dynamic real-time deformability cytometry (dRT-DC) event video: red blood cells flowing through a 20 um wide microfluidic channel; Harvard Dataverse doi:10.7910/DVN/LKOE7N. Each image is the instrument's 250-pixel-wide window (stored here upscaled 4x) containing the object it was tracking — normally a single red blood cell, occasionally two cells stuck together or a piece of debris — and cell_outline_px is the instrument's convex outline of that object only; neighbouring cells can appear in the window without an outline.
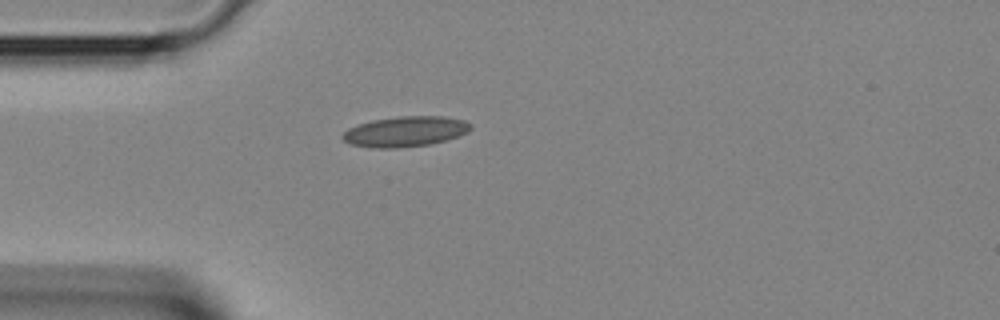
{"species": "Egyptian fruit bat (a non-hibernating species)", "species_latin": "Rousettus aegyptiacus", "temperature_condition": "room temperature", "stored_images_in_passage": 3, "camera_frame_rate_fps": 3000, "um_per_image_px": 0.085, "animal": {"sex": "female"}, "frame": {"image": 1, "passage_image": 3, "time_ms": 0.667, "image_size_px": [1000, 320], "cell_outline_px": [[472, 128], [468, 132], [460, 136], [448, 140], [428, 144], [400, 148], [368, 148], [348, 144], [340, 136], [348, 128], [372, 120], [400, 116], [444, 116], [464, 120], [472, 124]], "centroid_in_image_um": [34.46, 11.19], "position_along_channel_um": 50.5, "area_um2": 22.95}}